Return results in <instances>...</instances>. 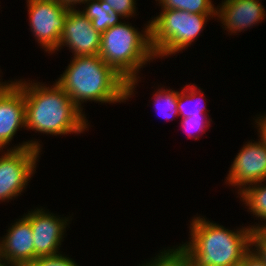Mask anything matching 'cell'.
Wrapping results in <instances>:
<instances>
[{
    "mask_svg": "<svg viewBox=\"0 0 266 266\" xmlns=\"http://www.w3.org/2000/svg\"><path fill=\"white\" fill-rule=\"evenodd\" d=\"M7 82L5 81V82H2L1 83V81H0V89L6 84Z\"/></svg>",
    "mask_w": 266,
    "mask_h": 266,
    "instance_id": "83f0119b",
    "label": "cell"
},
{
    "mask_svg": "<svg viewBox=\"0 0 266 266\" xmlns=\"http://www.w3.org/2000/svg\"><path fill=\"white\" fill-rule=\"evenodd\" d=\"M24 216L30 221L33 232V244L35 249V260L38 257L53 256L59 254V249L69 217H59L55 214L36 208ZM68 222V223H67Z\"/></svg>",
    "mask_w": 266,
    "mask_h": 266,
    "instance_id": "ba28073f",
    "label": "cell"
},
{
    "mask_svg": "<svg viewBox=\"0 0 266 266\" xmlns=\"http://www.w3.org/2000/svg\"><path fill=\"white\" fill-rule=\"evenodd\" d=\"M251 248L266 263V228L252 230Z\"/></svg>",
    "mask_w": 266,
    "mask_h": 266,
    "instance_id": "603a6c76",
    "label": "cell"
},
{
    "mask_svg": "<svg viewBox=\"0 0 266 266\" xmlns=\"http://www.w3.org/2000/svg\"><path fill=\"white\" fill-rule=\"evenodd\" d=\"M23 218L15 221L0 239V259L18 266H28L35 260L33 232L30 221Z\"/></svg>",
    "mask_w": 266,
    "mask_h": 266,
    "instance_id": "7c38bea8",
    "label": "cell"
},
{
    "mask_svg": "<svg viewBox=\"0 0 266 266\" xmlns=\"http://www.w3.org/2000/svg\"><path fill=\"white\" fill-rule=\"evenodd\" d=\"M154 97V106L156 108V111L159 112L160 116L162 115L163 118L166 120L173 121V118L176 116H179L178 114V91L172 90V89H163V86L161 89H158L156 93L153 95ZM173 117V118H172ZM172 118V119H171Z\"/></svg>",
    "mask_w": 266,
    "mask_h": 266,
    "instance_id": "ac0fdd59",
    "label": "cell"
},
{
    "mask_svg": "<svg viewBox=\"0 0 266 266\" xmlns=\"http://www.w3.org/2000/svg\"><path fill=\"white\" fill-rule=\"evenodd\" d=\"M0 266H18L16 264L9 263L3 259H0Z\"/></svg>",
    "mask_w": 266,
    "mask_h": 266,
    "instance_id": "4316f807",
    "label": "cell"
},
{
    "mask_svg": "<svg viewBox=\"0 0 266 266\" xmlns=\"http://www.w3.org/2000/svg\"><path fill=\"white\" fill-rule=\"evenodd\" d=\"M197 88L198 87L196 86V84H191V86L186 85L185 87H183V89L180 90L181 92L178 91L177 109L178 114L181 116V118H188L191 116H204L207 114L205 105H201L200 103L201 101L203 102L202 98L204 97V92L201 91V88Z\"/></svg>",
    "mask_w": 266,
    "mask_h": 266,
    "instance_id": "2e32d148",
    "label": "cell"
},
{
    "mask_svg": "<svg viewBox=\"0 0 266 266\" xmlns=\"http://www.w3.org/2000/svg\"><path fill=\"white\" fill-rule=\"evenodd\" d=\"M56 83L83 112V102L121 103L128 100V82L99 55L73 56Z\"/></svg>",
    "mask_w": 266,
    "mask_h": 266,
    "instance_id": "7a4b0ae2",
    "label": "cell"
},
{
    "mask_svg": "<svg viewBox=\"0 0 266 266\" xmlns=\"http://www.w3.org/2000/svg\"><path fill=\"white\" fill-rule=\"evenodd\" d=\"M218 7L216 17L230 34L250 28L266 17L260 0H222Z\"/></svg>",
    "mask_w": 266,
    "mask_h": 266,
    "instance_id": "4fadbf2b",
    "label": "cell"
},
{
    "mask_svg": "<svg viewBox=\"0 0 266 266\" xmlns=\"http://www.w3.org/2000/svg\"><path fill=\"white\" fill-rule=\"evenodd\" d=\"M63 5L69 9H75L76 4H83L87 0H59Z\"/></svg>",
    "mask_w": 266,
    "mask_h": 266,
    "instance_id": "484cf974",
    "label": "cell"
},
{
    "mask_svg": "<svg viewBox=\"0 0 266 266\" xmlns=\"http://www.w3.org/2000/svg\"><path fill=\"white\" fill-rule=\"evenodd\" d=\"M24 94L26 129L43 134H79L88 128V120L69 95L54 82L13 81Z\"/></svg>",
    "mask_w": 266,
    "mask_h": 266,
    "instance_id": "6da1fadb",
    "label": "cell"
},
{
    "mask_svg": "<svg viewBox=\"0 0 266 266\" xmlns=\"http://www.w3.org/2000/svg\"><path fill=\"white\" fill-rule=\"evenodd\" d=\"M83 4H86V8H83L81 12L91 20L93 28L100 33L121 23L119 18L124 19L102 0H87Z\"/></svg>",
    "mask_w": 266,
    "mask_h": 266,
    "instance_id": "5bb4252c",
    "label": "cell"
},
{
    "mask_svg": "<svg viewBox=\"0 0 266 266\" xmlns=\"http://www.w3.org/2000/svg\"><path fill=\"white\" fill-rule=\"evenodd\" d=\"M22 127L26 128L24 94L13 81H8L0 89V151Z\"/></svg>",
    "mask_w": 266,
    "mask_h": 266,
    "instance_id": "8fae6325",
    "label": "cell"
},
{
    "mask_svg": "<svg viewBox=\"0 0 266 266\" xmlns=\"http://www.w3.org/2000/svg\"><path fill=\"white\" fill-rule=\"evenodd\" d=\"M150 20V45L158 57L175 55L192 45L208 19L217 14H193L187 11L167 9Z\"/></svg>",
    "mask_w": 266,
    "mask_h": 266,
    "instance_id": "5b68a950",
    "label": "cell"
},
{
    "mask_svg": "<svg viewBox=\"0 0 266 266\" xmlns=\"http://www.w3.org/2000/svg\"><path fill=\"white\" fill-rule=\"evenodd\" d=\"M41 146L29 140L7 148L0 156V201L12 200L26 189L35 173Z\"/></svg>",
    "mask_w": 266,
    "mask_h": 266,
    "instance_id": "8992f818",
    "label": "cell"
},
{
    "mask_svg": "<svg viewBox=\"0 0 266 266\" xmlns=\"http://www.w3.org/2000/svg\"><path fill=\"white\" fill-rule=\"evenodd\" d=\"M101 45V33L95 30L89 20L78 8L69 9L59 48L68 47L73 56L98 55Z\"/></svg>",
    "mask_w": 266,
    "mask_h": 266,
    "instance_id": "30bf717a",
    "label": "cell"
},
{
    "mask_svg": "<svg viewBox=\"0 0 266 266\" xmlns=\"http://www.w3.org/2000/svg\"><path fill=\"white\" fill-rule=\"evenodd\" d=\"M28 266H79L71 258L61 253L53 256L38 257Z\"/></svg>",
    "mask_w": 266,
    "mask_h": 266,
    "instance_id": "44dd1931",
    "label": "cell"
},
{
    "mask_svg": "<svg viewBox=\"0 0 266 266\" xmlns=\"http://www.w3.org/2000/svg\"><path fill=\"white\" fill-rule=\"evenodd\" d=\"M238 266H266V263L251 248L243 257Z\"/></svg>",
    "mask_w": 266,
    "mask_h": 266,
    "instance_id": "cb8c5ba5",
    "label": "cell"
},
{
    "mask_svg": "<svg viewBox=\"0 0 266 266\" xmlns=\"http://www.w3.org/2000/svg\"><path fill=\"white\" fill-rule=\"evenodd\" d=\"M190 230L189 242L179 245L190 266H238L251 249L249 226L233 231L198 216L192 219Z\"/></svg>",
    "mask_w": 266,
    "mask_h": 266,
    "instance_id": "3957f363",
    "label": "cell"
},
{
    "mask_svg": "<svg viewBox=\"0 0 266 266\" xmlns=\"http://www.w3.org/2000/svg\"><path fill=\"white\" fill-rule=\"evenodd\" d=\"M141 32L121 22L101 33L98 55L128 82V98L132 97L135 85H138L140 69L150 60H155L150 45V21Z\"/></svg>",
    "mask_w": 266,
    "mask_h": 266,
    "instance_id": "277c9868",
    "label": "cell"
},
{
    "mask_svg": "<svg viewBox=\"0 0 266 266\" xmlns=\"http://www.w3.org/2000/svg\"><path fill=\"white\" fill-rule=\"evenodd\" d=\"M266 181V146L248 141L237 153L226 177V184L237 186L238 192L247 185Z\"/></svg>",
    "mask_w": 266,
    "mask_h": 266,
    "instance_id": "9c48e42d",
    "label": "cell"
},
{
    "mask_svg": "<svg viewBox=\"0 0 266 266\" xmlns=\"http://www.w3.org/2000/svg\"><path fill=\"white\" fill-rule=\"evenodd\" d=\"M238 194L242 198L240 200H243L242 202L248 207L249 212L261 221H265L264 225L260 223L252 225L250 228L252 230L266 228V185L264 186L262 181L249 184Z\"/></svg>",
    "mask_w": 266,
    "mask_h": 266,
    "instance_id": "9a60e30c",
    "label": "cell"
},
{
    "mask_svg": "<svg viewBox=\"0 0 266 266\" xmlns=\"http://www.w3.org/2000/svg\"><path fill=\"white\" fill-rule=\"evenodd\" d=\"M156 256L142 266H190L187 254L179 246L177 248L174 246L173 249H164Z\"/></svg>",
    "mask_w": 266,
    "mask_h": 266,
    "instance_id": "d6986e66",
    "label": "cell"
},
{
    "mask_svg": "<svg viewBox=\"0 0 266 266\" xmlns=\"http://www.w3.org/2000/svg\"><path fill=\"white\" fill-rule=\"evenodd\" d=\"M31 32L48 53L57 52L69 8L59 0H27Z\"/></svg>",
    "mask_w": 266,
    "mask_h": 266,
    "instance_id": "52a82bcc",
    "label": "cell"
},
{
    "mask_svg": "<svg viewBox=\"0 0 266 266\" xmlns=\"http://www.w3.org/2000/svg\"><path fill=\"white\" fill-rule=\"evenodd\" d=\"M107 3L116 13L128 19L136 13L135 0H102Z\"/></svg>",
    "mask_w": 266,
    "mask_h": 266,
    "instance_id": "7402d4cb",
    "label": "cell"
},
{
    "mask_svg": "<svg viewBox=\"0 0 266 266\" xmlns=\"http://www.w3.org/2000/svg\"><path fill=\"white\" fill-rule=\"evenodd\" d=\"M258 119H255V122L257 123L258 132L260 135H258L261 140V142L266 146V114L264 113L263 116L260 115V117H257Z\"/></svg>",
    "mask_w": 266,
    "mask_h": 266,
    "instance_id": "d4e9b609",
    "label": "cell"
},
{
    "mask_svg": "<svg viewBox=\"0 0 266 266\" xmlns=\"http://www.w3.org/2000/svg\"><path fill=\"white\" fill-rule=\"evenodd\" d=\"M161 10L174 9L193 14H217V7L211 0H156Z\"/></svg>",
    "mask_w": 266,
    "mask_h": 266,
    "instance_id": "e0dca14e",
    "label": "cell"
},
{
    "mask_svg": "<svg viewBox=\"0 0 266 266\" xmlns=\"http://www.w3.org/2000/svg\"><path fill=\"white\" fill-rule=\"evenodd\" d=\"M208 115L205 116H191L188 118H181L180 124L184 128L185 132L188 134L189 138H194L197 140L199 138V134H203L206 132L207 128L211 125ZM208 119V120H207ZM206 128V129H205ZM194 131V134H193ZM197 134V135H196Z\"/></svg>",
    "mask_w": 266,
    "mask_h": 266,
    "instance_id": "ffe728a7",
    "label": "cell"
}]
</instances>
